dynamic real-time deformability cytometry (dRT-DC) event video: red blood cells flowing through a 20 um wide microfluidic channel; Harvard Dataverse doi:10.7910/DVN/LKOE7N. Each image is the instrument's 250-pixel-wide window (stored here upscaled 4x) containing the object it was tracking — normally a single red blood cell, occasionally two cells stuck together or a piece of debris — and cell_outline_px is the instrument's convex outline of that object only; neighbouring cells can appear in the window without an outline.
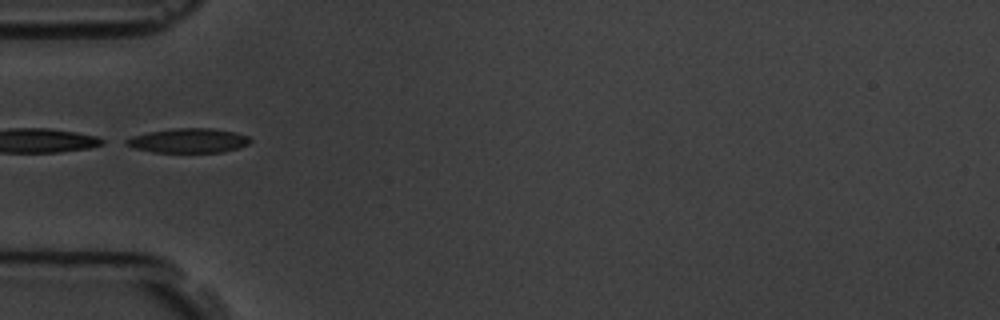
{"species": "common noctule bat (a hibernating species)", "species_latin": "Nyctalus noctula", "temperature_condition": "room temperature", "stored_images_in_passage": 9, "camera_frame_rate_fps": 3000, "um_per_image_px": 0.085, "animal": {"sex": "male", "body_mass_g": 19.5, "forearm_length_mm": 54.6}, "frame": {"image": 1, "passage_image": 6, "time_ms": 5.667, "image_size_px": [1000, 320], "cell_outline_px": [[252, 140], [248, 144], [224, 152], [152, 152], [136, 148], [124, 144], [124, 140], [132, 136], [148, 132], [176, 128], [212, 128], [236, 132], [248, 136]], "centroid_in_image_um": [16.02, 11.94], "position_along_channel_um": 69.0, "area_um2": 17.63}}
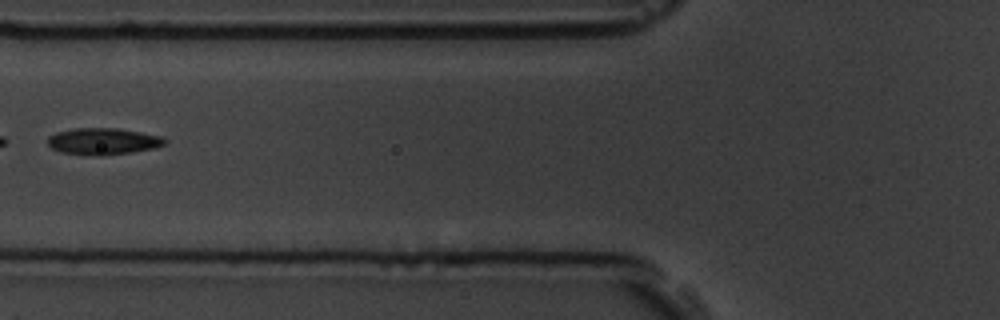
{"frame": {"image": 2, "passage_image": 7, "time_ms": 7.0, "image_size_px": [1000, 320], "cell_outline_px": [[168, 140], [164, 144], [152, 148], [132, 152], [104, 156], [96, 156], [60, 152], [52, 148], [48, 144], [48, 136], [56, 132], [72, 128], [116, 128], [140, 132], [160, 136]], "centroid_in_image_um": [8.72, 12.01], "position_along_channel_um": 117.1, "area_um2": 18.21}}
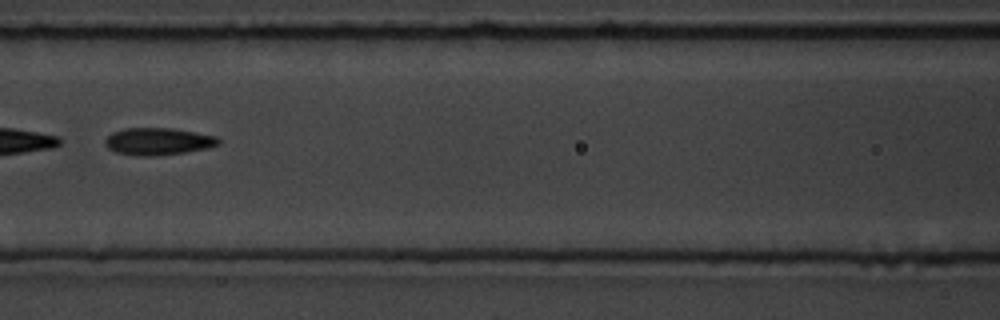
{"frame": {"image": 3, "passage_image": 8, "time_ms": 8.0, "image_size_px": [1000, 320], "cell_outline_px": [[220, 144], [208, 148], [184, 152], [152, 156], [140, 156], [116, 152], [108, 148], [104, 144], [104, 140], [112, 132], [124, 128], [172, 128], [196, 132], [216, 136], [220, 140]], "centroid_in_image_um": [13.43, 12.01], "position_along_channel_um": 153.2, "area_um2": 17.98}}